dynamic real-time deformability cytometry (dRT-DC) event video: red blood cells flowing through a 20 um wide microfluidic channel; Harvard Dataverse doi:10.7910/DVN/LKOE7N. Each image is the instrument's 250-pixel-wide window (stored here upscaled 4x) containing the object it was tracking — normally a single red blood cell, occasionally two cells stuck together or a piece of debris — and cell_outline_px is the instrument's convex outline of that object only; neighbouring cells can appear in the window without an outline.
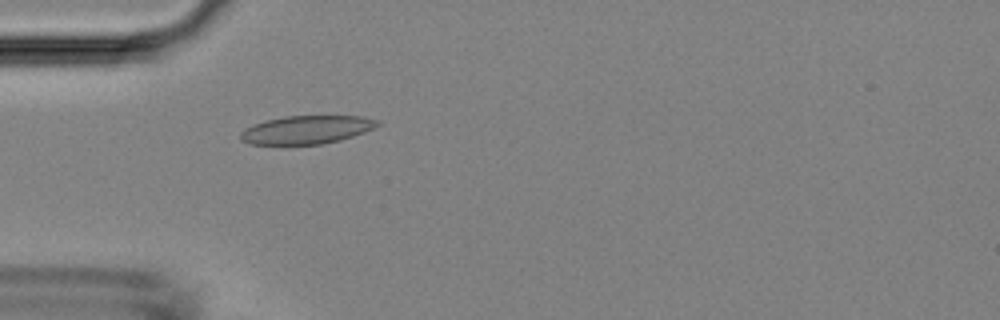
{"species": "Egyptian fruit bat (a non-hibernating species)", "species_latin": "Rousettus aegyptiacus", "temperature_condition": "room temperature", "stored_images_in_passage": 5, "camera_frame_rate_fps": 3000, "um_per_image_px": 0.085, "animal": {"sex": "female"}, "frame": {"image": 1, "passage_image": 5, "time_ms": 4.667, "image_size_px": [1000, 320], "cell_outline_px": [[380, 124], [364, 132], [340, 140], [324, 144], [248, 144], [240, 140], [240, 132], [244, 128], [264, 120], [284, 116], [364, 116], [380, 120]], "centroid_in_image_um": [26.03, 11.02], "position_along_channel_um": 59.0, "area_um2": 22.66}}